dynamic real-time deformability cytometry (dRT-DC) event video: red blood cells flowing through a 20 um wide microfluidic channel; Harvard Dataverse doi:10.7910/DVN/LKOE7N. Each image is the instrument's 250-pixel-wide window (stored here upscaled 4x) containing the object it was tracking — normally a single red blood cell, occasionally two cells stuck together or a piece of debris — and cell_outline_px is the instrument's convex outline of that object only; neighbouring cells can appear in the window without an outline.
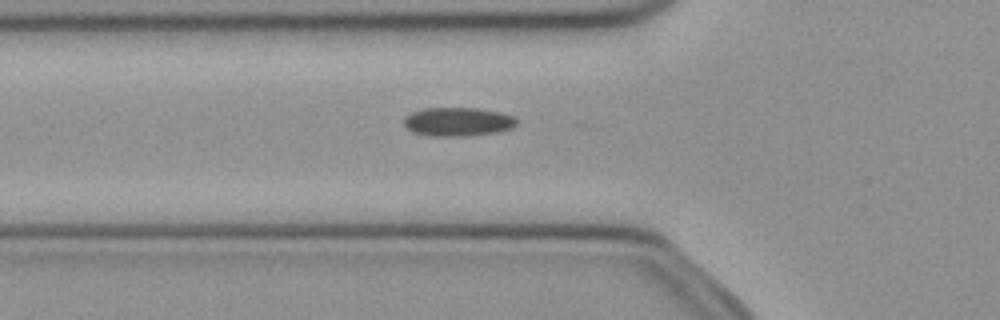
{"species": "common noctule bat (a hibernating species)", "species_latin": "Nyctalus noctula", "temperature_condition": "cold", "stored_images_in_passage": 52, "camera_frame_rate_fps": 3000, "um_per_image_px": 0.085, "animal": {"sex": "female", "body_mass_g": 21.9}, "frame": {"image": 1, "passage_image": 18, "time_ms": 5.667, "image_size_px": [1000, 320], "cell_outline_px": [[516, 124], [512, 128], [496, 132], [468, 136], [428, 136], [412, 132], [404, 128], [404, 116], [412, 112], [424, 108], [476, 108], [500, 112], [512, 116], [516, 120]], "centroid_in_image_um": [38.86, 10.36], "position_along_channel_um": 86.9, "area_um2": 19.02}}
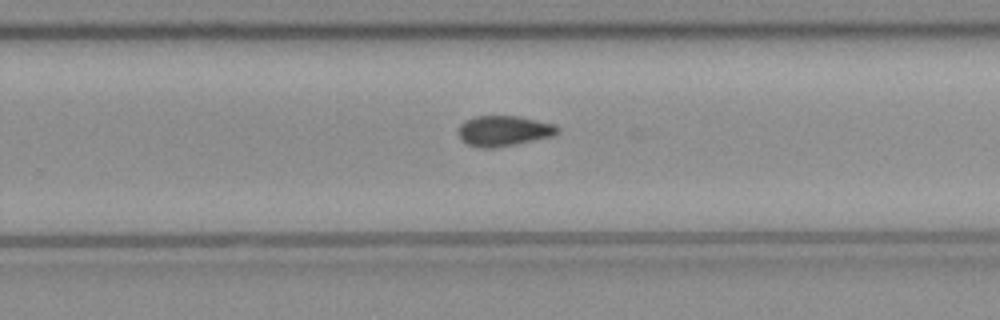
{"frame": {"image": 2, "passage_image": 33, "time_ms": 10.667, "image_size_px": [1000, 320], "cell_outline_px": [[560, 132], [556, 136], [496, 148], [480, 148], [468, 144], [460, 140], [456, 132], [460, 124], [464, 120], [472, 116], [516, 116], [556, 124], [560, 128]], "centroid_in_image_um": [42.81, 11.13], "position_along_channel_um": 287.0, "area_um2": 18.09}}
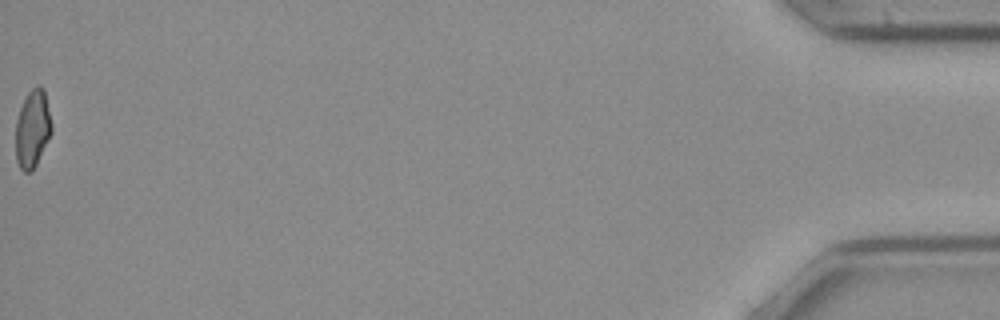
{"frame": {"image": 3, "passage_image": 52, "time_ms": 17.0, "image_size_px": [1000, 320], "cell_outline_px": [[52, 132], [32, 172], [24, 172], [20, 168], [16, 160], [16, 120], [20, 108], [28, 92], [36, 84], [40, 84], [44, 88], [52, 124]], "centroid_in_image_um": [2.77, 10.92], "position_along_channel_um": 432.4, "area_um2": 16.36}}